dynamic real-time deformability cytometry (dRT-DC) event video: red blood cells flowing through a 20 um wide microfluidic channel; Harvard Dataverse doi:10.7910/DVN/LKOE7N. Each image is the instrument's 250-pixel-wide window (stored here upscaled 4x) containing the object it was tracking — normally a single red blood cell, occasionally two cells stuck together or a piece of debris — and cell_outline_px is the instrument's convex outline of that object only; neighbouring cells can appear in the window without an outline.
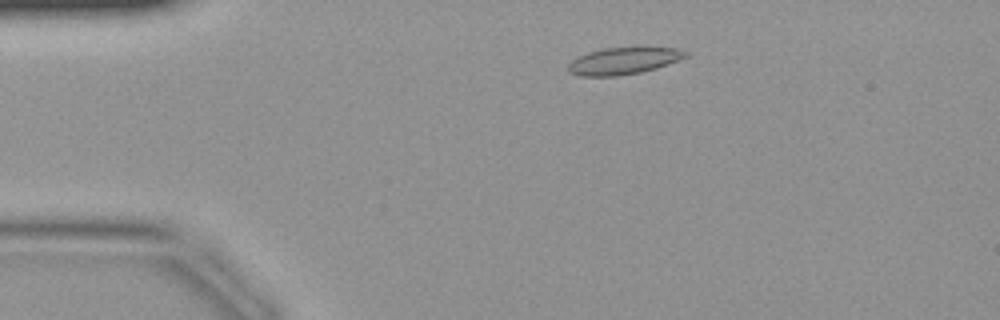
{"species": "common noctule bat (a hibernating species)", "species_latin": "Nyctalus noctula", "temperature_condition": "warm", "stored_images_in_passage": 40, "camera_frame_rate_fps": 3000, "um_per_image_px": 0.085, "animal": {"sex": "female", "body_mass_g": 19.9}, "frame": {"image": 1, "passage_image": 6, "time_ms": 1.667, "image_size_px": [1000, 320], "cell_outline_px": [[688, 56], [668, 64], [656, 68], [640, 72], [620, 76], [580, 76], [568, 72], [568, 64], [572, 60], [588, 52], [604, 48], [644, 44], [680, 48], [688, 52]], "centroid_in_image_um": [53.09, 5.11], "position_along_channel_um": 31.9, "area_um2": 19.36}}
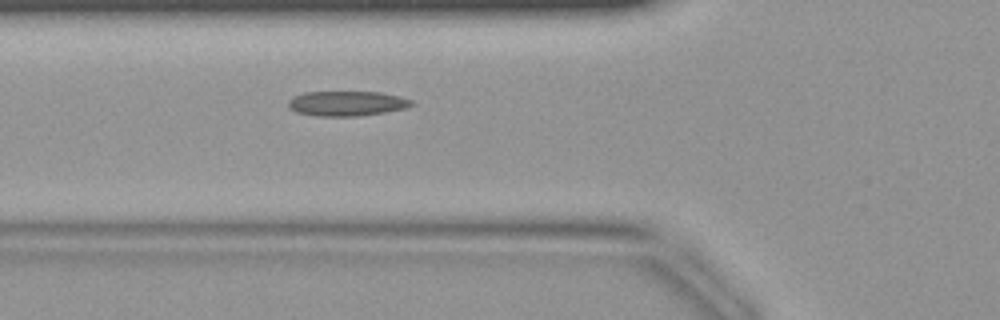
{"frame": {"image": 2, "passage_image": 13, "time_ms": 4.0, "image_size_px": [1000, 320], "cell_outline_px": [[416, 104], [408, 108], [360, 116], [316, 116], [296, 112], [288, 108], [288, 100], [292, 96], [304, 92], [380, 92], [400, 96], [412, 100]], "centroid_in_image_um": [29.48, 8.79], "position_along_channel_um": 96.3, "area_um2": 18.15}}
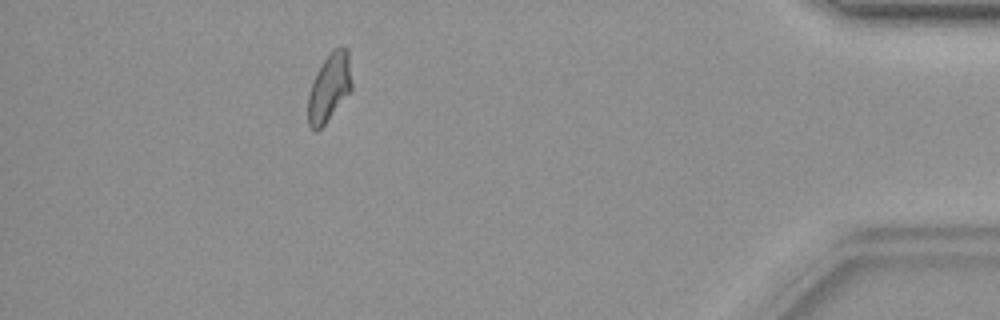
{"frame": {"image": 3, "passage_image": 36, "time_ms": 11.667, "image_size_px": [1000, 320], "cell_outline_px": [[352, 88], [324, 124], [316, 132], [308, 124], [308, 96], [312, 80], [316, 72], [332, 48], [340, 44], [348, 48], [352, 84]], "centroid_in_image_um": [27.99, 7.36], "position_along_channel_um": 407.2, "area_um2": 17.34}}